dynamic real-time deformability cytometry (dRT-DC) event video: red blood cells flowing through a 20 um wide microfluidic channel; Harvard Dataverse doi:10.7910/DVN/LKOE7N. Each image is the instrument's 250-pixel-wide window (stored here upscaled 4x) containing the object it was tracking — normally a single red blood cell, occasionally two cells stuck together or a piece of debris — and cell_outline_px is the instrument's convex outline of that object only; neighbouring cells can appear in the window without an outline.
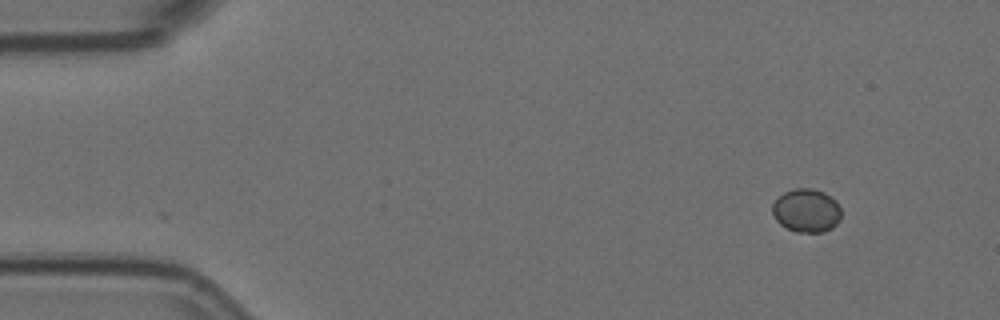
{"species": "Egyptian fruit bat (a non-hibernating species)", "species_latin": "Rousettus aegyptiacus", "temperature_condition": "room temperature", "stored_images_in_passage": 2, "camera_frame_rate_fps": 3000, "um_per_image_px": 0.085, "animal": {"sex": "female"}, "frame": {"image": 1, "passage_image": 1, "time_ms": 0.0, "image_size_px": [1000, 320], "cell_outline_px": [[840, 220], [832, 228], [824, 232], [796, 232], [780, 224], [776, 220], [772, 212], [772, 204], [784, 192], [796, 188], [812, 188], [824, 192], [836, 200], [840, 208]], "centroid_in_image_um": [68.56, 17.9], "position_along_channel_um": 16.4, "area_um2": 17.46}}